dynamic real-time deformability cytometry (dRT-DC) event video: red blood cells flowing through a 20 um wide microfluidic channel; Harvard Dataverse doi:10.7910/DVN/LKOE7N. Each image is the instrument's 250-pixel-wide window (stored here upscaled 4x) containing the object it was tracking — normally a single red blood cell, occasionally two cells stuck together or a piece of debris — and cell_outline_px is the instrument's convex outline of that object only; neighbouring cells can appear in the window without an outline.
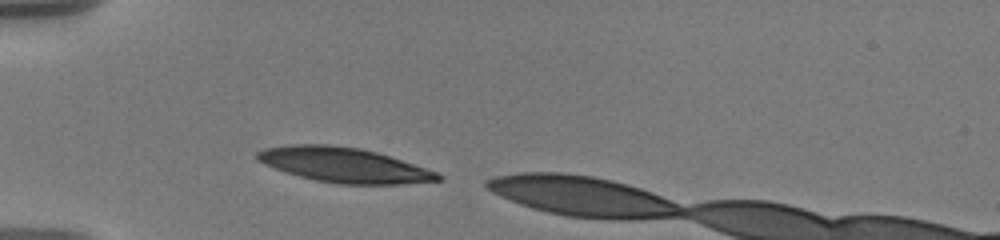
{"species": "human", "species_latin": "Homo sapiens", "temperature_condition": "warm", "stored_images_in_passage": 5, "camera_frame_rate_fps": 3000, "um_per_image_px": 0.085, "donor": {"sex": "male"}, "frame": {"image": 1, "passage_image": 1, "time_ms": 0.0, "image_size_px": [1000, 240], "cell_outline_px": [[444, 180], [400, 184], [340, 184], [316, 180], [300, 176], [264, 164], [256, 160], [256, 152], [264, 148], [288, 144], [328, 144], [360, 148], [376, 152], [436, 172], [444, 176]], "centroid_in_image_um": [29.21, 14.02], "position_along_channel_um": 55.8, "area_um2": 36.36}}
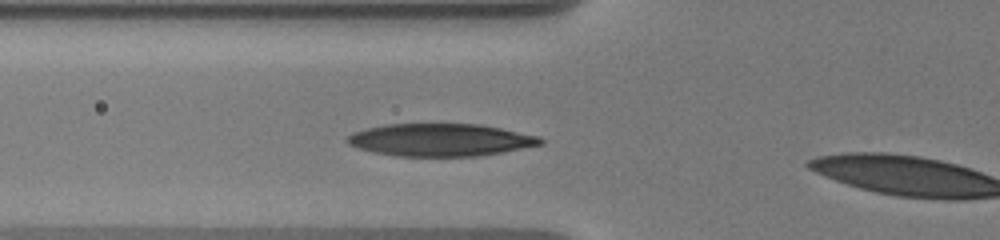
{"frame": {"image": 2, "passage_image": 4, "time_ms": 1.333, "image_size_px": [1000, 240], "cell_outline_px": [[544, 144], [504, 152], [476, 156], [396, 156], [356, 148], [348, 144], [344, 140], [352, 132], [384, 124], [480, 124], [540, 136], [544, 140]], "centroid_in_image_um": [37.44, 11.89], "position_along_channel_um": 88.4, "area_um2": 36.76}}